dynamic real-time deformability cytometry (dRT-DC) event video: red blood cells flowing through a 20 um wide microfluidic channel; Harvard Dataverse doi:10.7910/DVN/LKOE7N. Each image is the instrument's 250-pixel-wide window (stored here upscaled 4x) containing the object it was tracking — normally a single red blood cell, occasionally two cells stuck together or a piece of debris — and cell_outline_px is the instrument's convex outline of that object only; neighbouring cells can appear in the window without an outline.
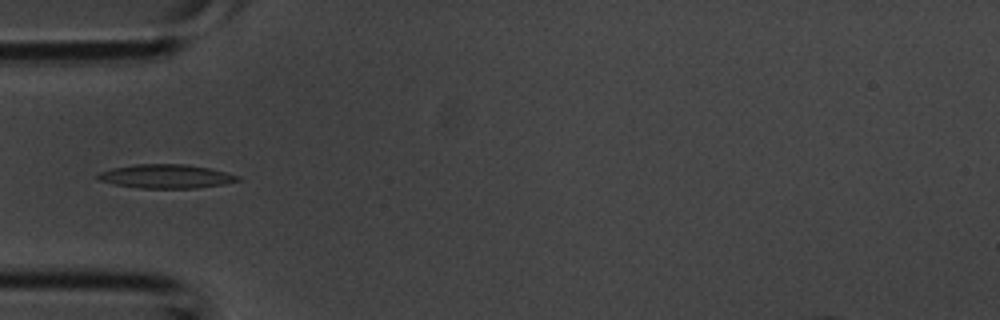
{"species": "common noctule bat (a hibernating species)", "species_latin": "Nyctalus noctula", "temperature_condition": "room temperature", "stored_images_in_passage": 3, "camera_frame_rate_fps": 3000, "um_per_image_px": 0.085, "animal": {"sex": "male", "body_mass_g": 20.1, "forearm_length_mm": 53.5}, "frame": {"image": 1, "passage_image": 3, "time_ms": 0.667, "image_size_px": [1000, 320], "cell_outline_px": [[240, 180], [224, 184], [196, 188], [140, 188], [112, 184], [100, 180], [96, 176], [100, 172], [112, 168], [136, 164], [184, 164], [212, 168], [240, 176]], "centroid_in_image_um": [14.13, 14.98], "position_along_channel_um": 70.9, "area_um2": 19.48}}